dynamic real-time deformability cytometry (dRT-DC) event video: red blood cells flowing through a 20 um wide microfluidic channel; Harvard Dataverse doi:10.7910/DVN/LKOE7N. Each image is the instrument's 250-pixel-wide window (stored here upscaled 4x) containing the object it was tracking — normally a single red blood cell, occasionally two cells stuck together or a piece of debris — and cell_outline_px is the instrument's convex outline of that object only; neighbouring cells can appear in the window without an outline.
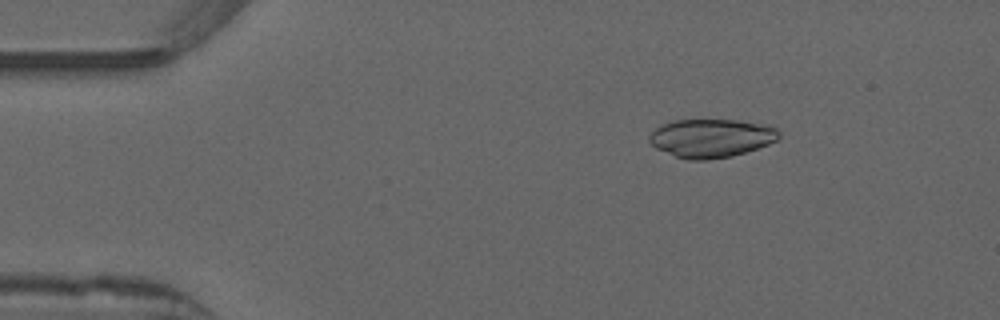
{"species": "common noctule bat (a hibernating species)", "species_latin": "Nyctalus noctula", "temperature_condition": "warm", "stored_images_in_passage": 9, "camera_frame_rate_fps": 3000, "um_per_image_px": 0.085, "animal": {"sex": "male", "forearm_length_mm": 52.5}, "frame": {"image": 1, "passage_image": 2, "time_ms": 0.333, "image_size_px": [1000, 320], "cell_outline_px": [[780, 136], [776, 140], [768, 144], [732, 156], [708, 160], [688, 160], [676, 156], [656, 148], [648, 140], [648, 136], [660, 124], [676, 120], [736, 120], [764, 124], [776, 128], [780, 132]], "centroid_in_image_um": [60.43, 11.74], "position_along_channel_um": 24.6, "area_um2": 28.96}}